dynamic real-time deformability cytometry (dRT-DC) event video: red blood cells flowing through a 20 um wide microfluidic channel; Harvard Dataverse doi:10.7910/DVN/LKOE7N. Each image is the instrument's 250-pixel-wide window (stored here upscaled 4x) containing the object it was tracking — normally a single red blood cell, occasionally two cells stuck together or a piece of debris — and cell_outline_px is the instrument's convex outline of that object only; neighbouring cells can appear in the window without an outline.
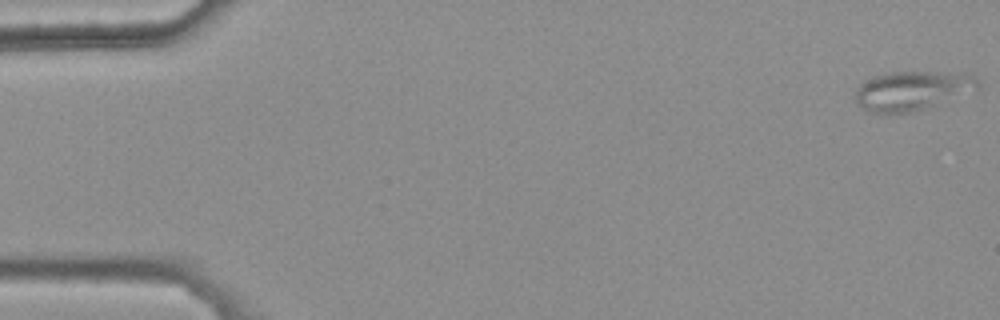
{"species": "common noctule bat (a hibernating species)", "species_latin": "Nyctalus noctula", "temperature_condition": "warm", "stored_images_in_passage": 28, "camera_frame_rate_fps": 3000, "um_per_image_px": 0.085, "animal": {"sex": "female", "body_mass_g": 25.1}, "frame": {"image": 1, "passage_image": 1, "time_ms": 0.0, "image_size_px": [1000, 320], "cell_outline_px": [[980, 88], [928, 108], [912, 112], [888, 116], [872, 112], [864, 108], [852, 96], [856, 88], [864, 80], [872, 76], [892, 72], [968, 72], [976, 76], [980, 84]], "centroid_in_image_um": [77.54, 7.71], "position_along_channel_um": 7.5, "area_um2": 28.84}}
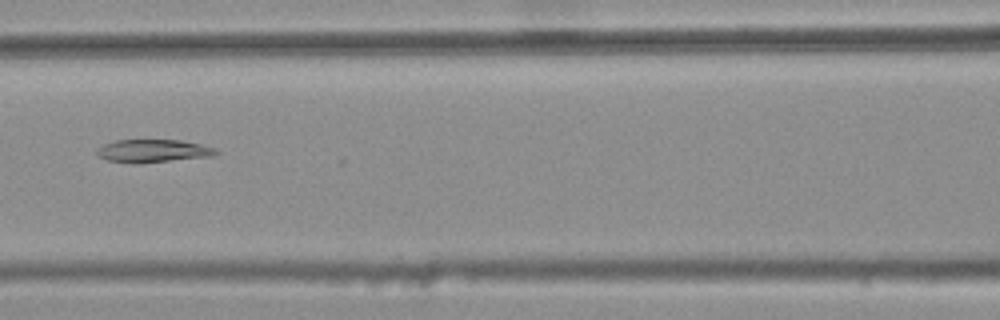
{"frame": {"image": 2, "passage_image": 24, "time_ms": 7.667, "image_size_px": [1000, 320], "cell_outline_px": [[220, 152], [212, 156], [140, 164], [132, 164], [108, 160], [96, 156], [96, 148], [104, 144], [116, 140], [180, 140], [200, 144], [212, 148]], "centroid_in_image_um": [12.94, 12.84], "position_along_channel_um": 153.7, "area_um2": 16.07}}
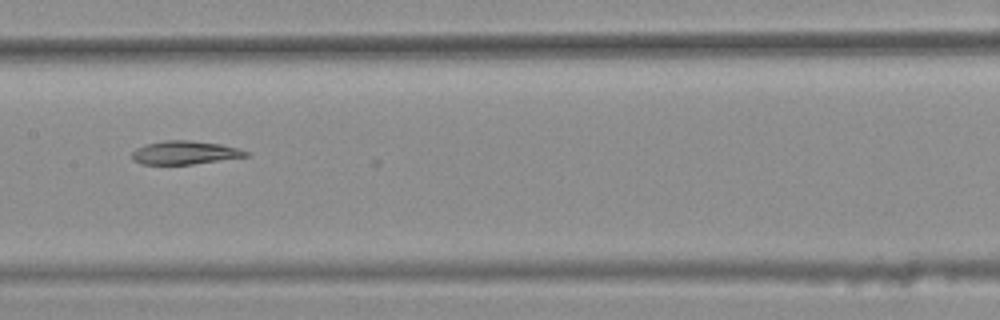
{"frame": {"image": 3, "passage_image": 27, "time_ms": 8.667, "image_size_px": [1000, 320], "cell_outline_px": [[248, 156], [192, 164], [144, 164], [132, 160], [132, 152], [136, 148], [144, 144], [164, 140], [188, 140], [220, 144], [236, 148], [248, 152]], "centroid_in_image_um": [15.65, 12.97], "position_along_channel_um": 191.8, "area_um2": 15.37}}